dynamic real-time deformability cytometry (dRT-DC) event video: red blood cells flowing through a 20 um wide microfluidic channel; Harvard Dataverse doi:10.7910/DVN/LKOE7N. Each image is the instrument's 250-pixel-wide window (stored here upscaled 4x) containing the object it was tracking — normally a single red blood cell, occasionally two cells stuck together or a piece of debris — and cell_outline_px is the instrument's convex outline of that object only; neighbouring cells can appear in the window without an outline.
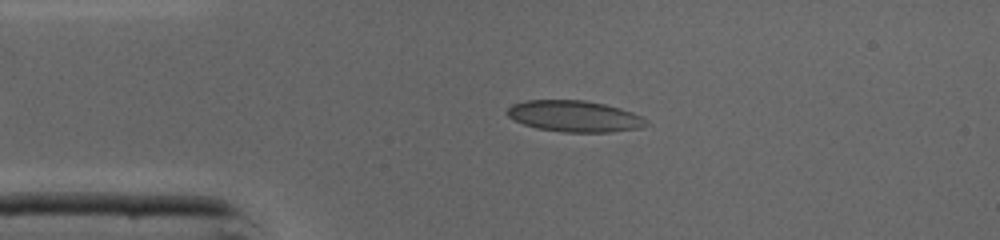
{"species": "common noctule bat (a hibernating species)", "species_latin": "Nyctalus noctula", "temperature_condition": "cold", "stored_images_in_passage": 34, "camera_frame_rate_fps": 3000, "um_per_image_px": 0.085, "animal": {"sex": "male", "body_mass_g": 19.0, "forearm_length_mm": 50.8}, "frame": {"image": 1, "passage_image": 3, "time_ms": 0.667, "image_size_px": [1000, 240], "cell_outline_px": [[652, 124], [640, 128], [608, 132], [564, 132], [536, 128], [524, 124], [508, 116], [504, 112], [512, 104], [524, 100], [584, 100], [604, 104], [620, 108], [632, 112], [648, 120]], "centroid_in_image_um": [48.84, 9.88], "position_along_channel_um": 36.2, "area_um2": 25.43}}
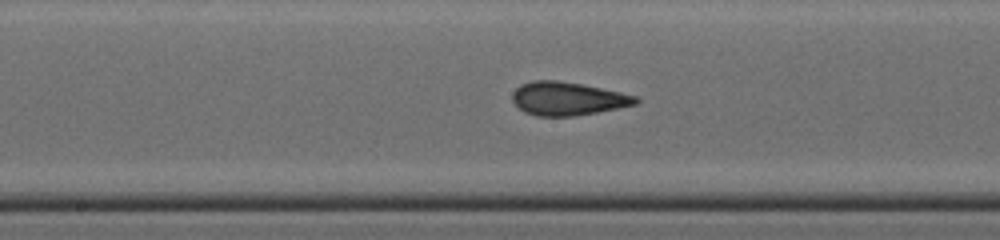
{"frame": {"image": 2, "passage_image": 16, "time_ms": 5.0, "image_size_px": [1000, 240], "cell_outline_px": [[640, 100], [636, 104], [576, 116], [536, 116], [524, 112], [512, 100], [512, 92], [520, 84], [532, 80], [556, 80], [580, 84], [620, 92], [636, 96]], "centroid_in_image_um": [48.21, 8.38], "position_along_channel_um": 200.0, "area_um2": 23.81}}
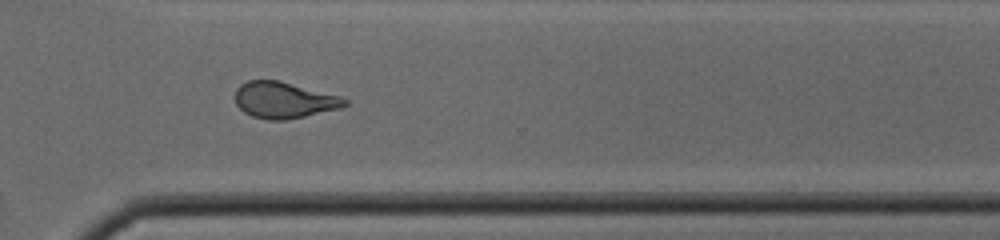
{"frame": {"image": 3, "passage_image": 26, "time_ms": 8.333, "image_size_px": [1000, 240], "cell_outline_px": [[348, 104], [336, 108], [288, 120], [268, 120], [252, 116], [244, 112], [236, 104], [236, 88], [240, 84], [248, 80], [276, 80], [340, 96], [348, 100]], "centroid_in_image_um": [24.08, 8.51], "position_along_channel_um": 346.5, "area_um2": 22.77}, "authors_computed_cell_mechanics": {"area_um2": 23.8714, "velocity_mm_per_s": 4.3833, "shape_relaxation_time_tau1_ms": null, "shape_relaxation_time_tau2_ms": 1.5828, "deformation_change_tau1": null, "deformation_change_tau2": 0.0901}}